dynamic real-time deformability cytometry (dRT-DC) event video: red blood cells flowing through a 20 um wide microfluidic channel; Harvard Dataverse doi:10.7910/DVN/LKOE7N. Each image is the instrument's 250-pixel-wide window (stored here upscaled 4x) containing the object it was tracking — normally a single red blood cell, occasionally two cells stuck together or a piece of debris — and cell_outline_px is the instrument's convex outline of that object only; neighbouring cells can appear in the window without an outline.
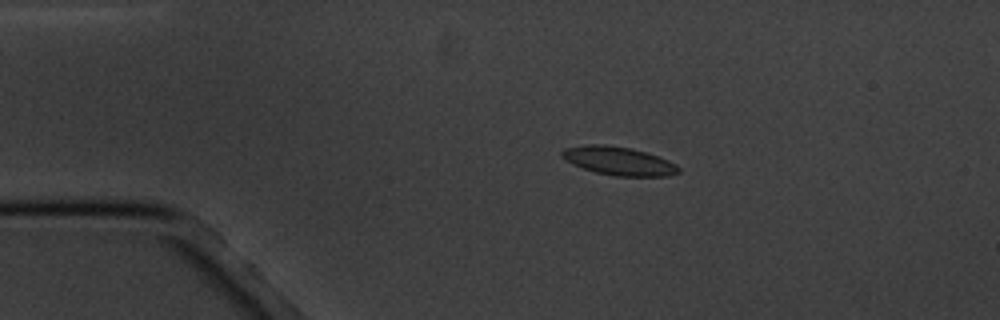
{"species": "common noctule bat (a hibernating species)", "species_latin": "Nyctalus noctula", "temperature_condition": "cold", "stored_images_in_passage": 8, "camera_frame_rate_fps": 3000, "um_per_image_px": 0.085, "animal": {"sex": "male", "body_mass_g": 20.1, "forearm_length_mm": 53.5}, "frame": {"image": 1, "passage_image": 3, "time_ms": 2.333, "image_size_px": [1000, 320], "cell_outline_px": [[680, 172], [668, 176], [616, 176], [596, 172], [572, 164], [560, 156], [560, 152], [564, 148], [588, 144], [604, 144], [632, 148], [668, 160], [676, 164], [680, 168]], "centroid_in_image_um": [52.57, 13.67], "position_along_channel_um": 32.4, "area_um2": 19.31}}
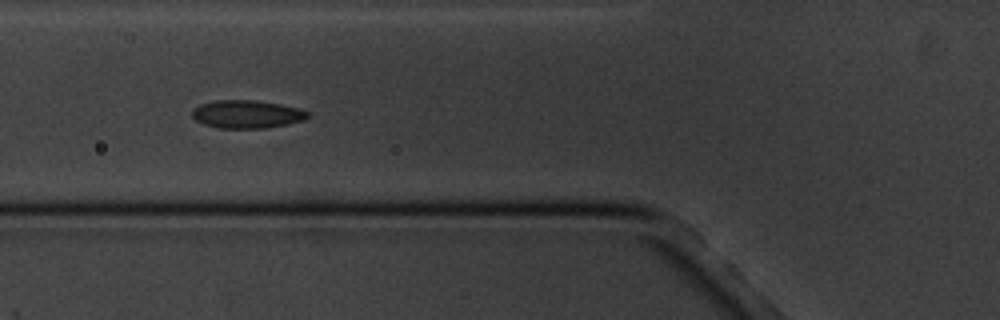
{"frame": {"image": 2, "passage_image": 6, "time_ms": 5.667, "image_size_px": [1000, 320], "cell_outline_px": [[308, 116], [304, 120], [288, 124], [264, 128], [220, 128], [204, 124], [196, 120], [192, 116], [192, 108], [200, 104], [216, 100], [256, 100], [296, 108], [308, 112]], "centroid_in_image_um": [20.93, 9.71], "position_along_channel_um": 104.9, "area_um2": 18.67}}
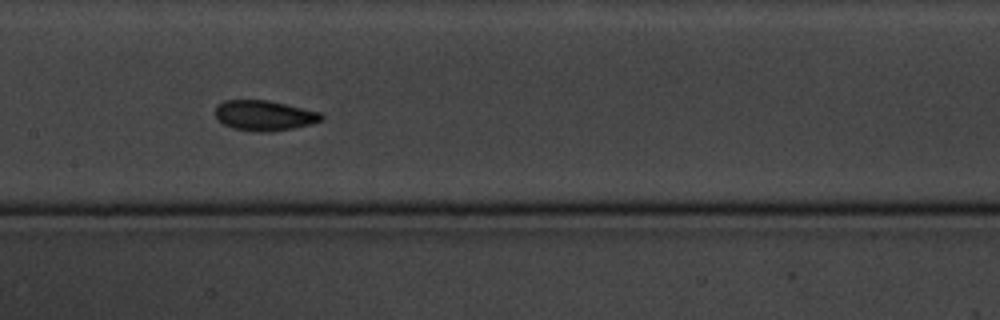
{"frame": {"image": 3, "passage_image": 8, "time_ms": 8.0, "image_size_px": [1000, 320], "cell_outline_px": [[324, 120], [312, 124], [292, 128], [268, 132], [256, 132], [232, 128], [224, 124], [216, 116], [216, 104], [224, 100], [268, 100], [320, 112], [324, 116]], "centroid_in_image_um": [22.48, 9.82], "position_along_channel_um": 184.9, "area_um2": 18.73}}